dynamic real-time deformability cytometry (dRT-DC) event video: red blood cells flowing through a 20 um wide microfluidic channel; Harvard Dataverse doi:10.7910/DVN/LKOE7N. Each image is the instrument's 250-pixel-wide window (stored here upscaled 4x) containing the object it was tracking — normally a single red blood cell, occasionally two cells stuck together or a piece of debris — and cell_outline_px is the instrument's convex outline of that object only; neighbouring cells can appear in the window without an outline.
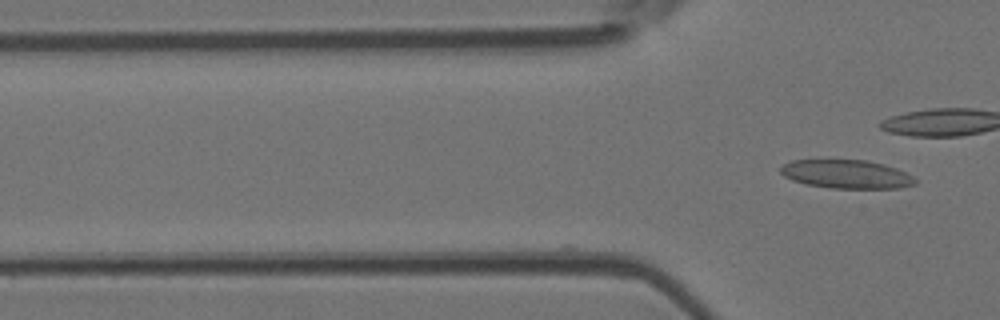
{"species": "Egyptian fruit bat (a non-hibernating species)", "species_latin": "Rousettus aegyptiacus", "temperature_condition": "room temperature", "stored_images_in_passage": 3, "camera_frame_rate_fps": 3000, "um_per_image_px": 0.085, "animal": {"sex": "female"}, "frame": {"image": 1, "passage_image": 3, "time_ms": 2.333, "image_size_px": [1000, 320], "cell_outline_px": [[920, 180], [916, 184], [900, 188], [828, 188], [804, 184], [792, 180], [784, 176], [780, 172], [780, 164], [792, 160], [868, 160], [884, 164], [896, 168]], "centroid_in_image_um": [71.94, 14.8], "position_along_channel_um": 53.9, "area_um2": 22.72}}